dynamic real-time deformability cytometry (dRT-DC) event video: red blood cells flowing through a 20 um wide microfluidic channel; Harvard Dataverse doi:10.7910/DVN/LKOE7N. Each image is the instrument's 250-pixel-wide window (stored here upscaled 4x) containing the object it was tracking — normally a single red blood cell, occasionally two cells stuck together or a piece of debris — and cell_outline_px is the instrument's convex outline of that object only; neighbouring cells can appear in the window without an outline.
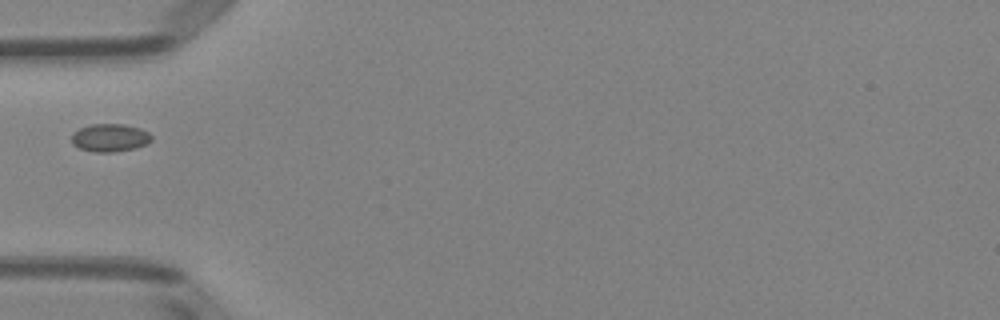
{"species": "Egyptian fruit bat (a non-hibernating species)", "species_latin": "Rousettus aegyptiacus", "temperature_condition": "room temperature", "stored_images_in_passage": 35, "camera_frame_rate_fps": 3000, "um_per_image_px": 0.085, "animal": {"sex": "female"}, "frame": {"image": 1, "passage_image": 1, "time_ms": 0.0, "image_size_px": [1000, 320], "cell_outline_px": [[152, 140], [144, 144], [132, 148], [112, 152], [96, 152], [80, 148], [72, 144], [72, 132], [80, 128], [92, 124], [124, 124], [140, 128], [148, 132], [152, 136]], "centroid_in_image_um": [9.32, 11.69], "position_along_channel_um": 75.7, "area_um2": 12.83}}
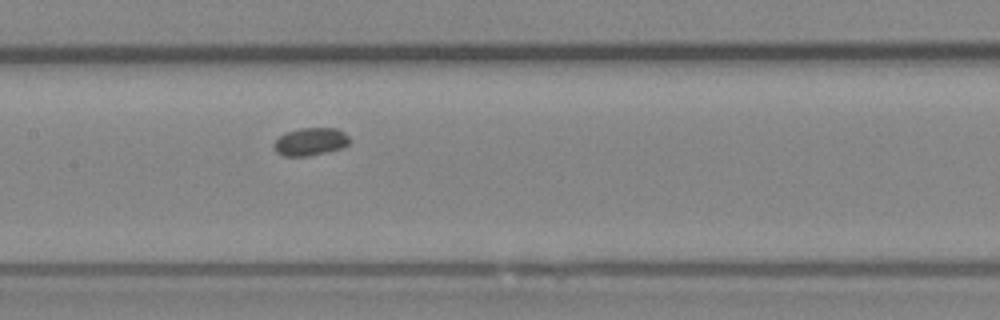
{"frame": {"image": 2, "passage_image": 9, "time_ms": 2.667, "image_size_px": [1000, 320], "cell_outline_px": [[352, 140], [348, 144], [340, 148], [308, 156], [284, 156], [276, 152], [272, 144], [284, 132], [300, 128], [336, 128], [344, 132]], "centroid_in_image_um": [26.37, 12.03], "position_along_channel_um": 181.0, "area_um2": 12.25}}
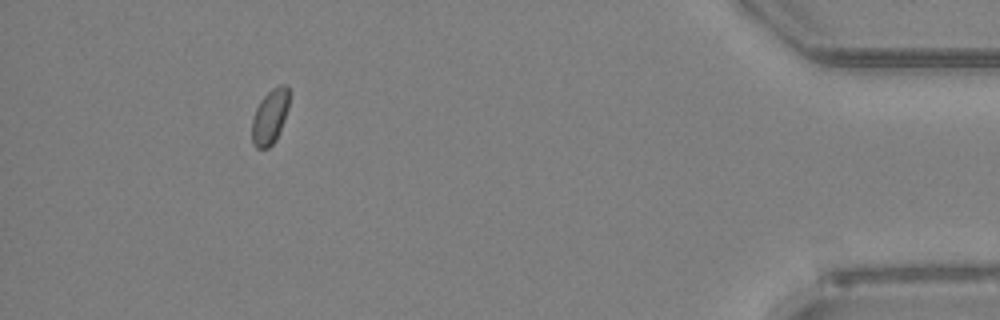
{"frame": {"image": 3, "passage_image": 31, "time_ms": 10.0, "image_size_px": [1000, 320], "cell_outline_px": [[288, 108], [280, 132], [276, 140], [268, 148], [256, 148], [252, 144], [252, 120], [256, 108], [260, 100], [272, 88], [280, 84], [288, 84]], "centroid_in_image_um": [22.94, 9.92], "position_along_channel_um": 412.3, "area_um2": 11.96}}